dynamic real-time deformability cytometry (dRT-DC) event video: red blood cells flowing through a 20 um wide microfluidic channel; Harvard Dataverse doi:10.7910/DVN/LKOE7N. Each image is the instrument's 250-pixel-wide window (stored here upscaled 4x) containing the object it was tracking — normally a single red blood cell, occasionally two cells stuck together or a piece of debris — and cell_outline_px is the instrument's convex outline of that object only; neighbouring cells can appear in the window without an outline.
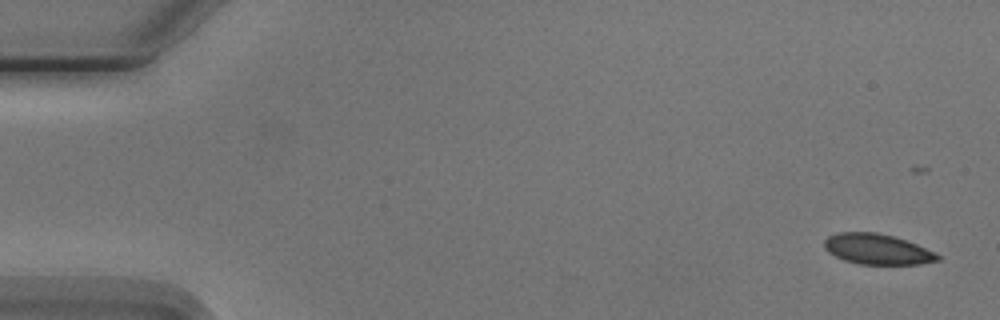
{"species": "Egyptian fruit bat (a non-hibernating species)", "species_latin": "Rousettus aegyptiacus", "temperature_condition": "cold", "stored_images_in_passage": 5, "camera_frame_rate_fps": 3000, "um_per_image_px": 0.085, "animal": {"sex": "male"}, "frame": {"image": 1, "passage_image": 1, "time_ms": 0.0, "image_size_px": [1000, 320], "cell_outline_px": [[940, 260], [920, 264], [860, 264], [844, 260], [828, 252], [824, 248], [824, 240], [828, 236], [836, 232], [876, 232], [892, 236], [916, 244], [936, 252], [940, 256]], "centroid_in_image_um": [74.55, 21.18], "position_along_channel_um": 10.4, "area_um2": 20.11}}
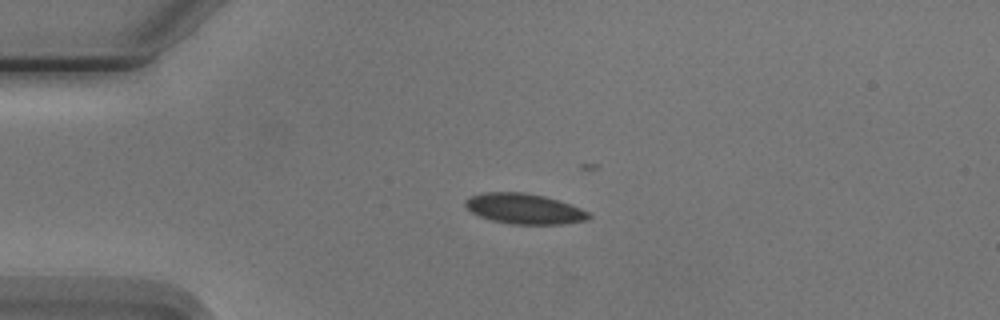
{"frame": {"image": 2, "passage_image": 4, "time_ms": 3.667, "image_size_px": [1000, 320], "cell_outline_px": [[592, 216], [588, 220], [564, 224], [508, 224], [492, 220], [480, 216], [472, 212], [464, 204], [464, 200], [472, 196], [484, 192], [524, 192], [544, 196], [580, 208], [588, 212]], "centroid_in_image_um": [44.56, 17.75], "position_along_channel_um": 40.4, "area_um2": 21.73}}